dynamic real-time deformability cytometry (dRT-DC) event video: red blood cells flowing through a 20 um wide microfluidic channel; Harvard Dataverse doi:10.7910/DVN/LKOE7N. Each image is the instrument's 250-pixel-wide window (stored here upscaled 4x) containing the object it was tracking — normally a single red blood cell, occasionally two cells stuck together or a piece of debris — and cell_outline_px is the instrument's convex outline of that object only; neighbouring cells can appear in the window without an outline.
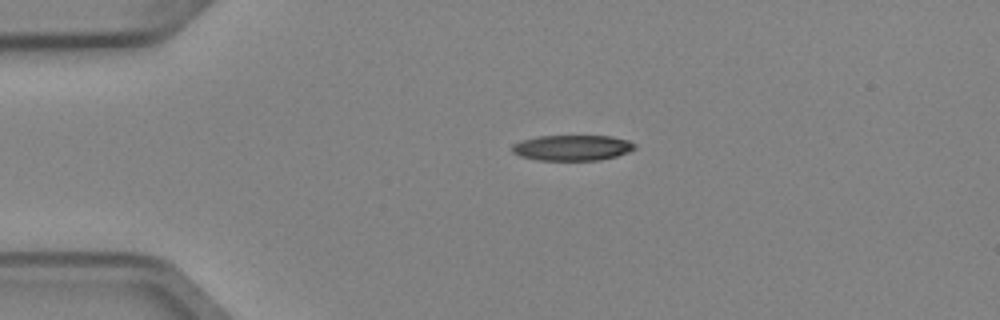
{"species": "Egyptian fruit bat (a non-hibernating species)", "species_latin": "Rousettus aegyptiacus", "temperature_condition": "cold", "stored_images_in_passage": 2, "camera_frame_rate_fps": 3000, "um_per_image_px": 0.085, "animal": {"sex": "female"}, "frame": {"image": 1, "passage_image": 1, "time_ms": 0.0, "image_size_px": [1000, 320], "cell_outline_px": [[636, 148], [628, 152], [616, 156], [600, 160], [536, 160], [520, 156], [512, 152], [512, 144], [520, 140], [536, 136], [612, 136], [628, 140], [636, 144]], "centroid_in_image_um": [48.62, 12.55], "position_along_channel_um": 36.4, "area_um2": 18.44}}